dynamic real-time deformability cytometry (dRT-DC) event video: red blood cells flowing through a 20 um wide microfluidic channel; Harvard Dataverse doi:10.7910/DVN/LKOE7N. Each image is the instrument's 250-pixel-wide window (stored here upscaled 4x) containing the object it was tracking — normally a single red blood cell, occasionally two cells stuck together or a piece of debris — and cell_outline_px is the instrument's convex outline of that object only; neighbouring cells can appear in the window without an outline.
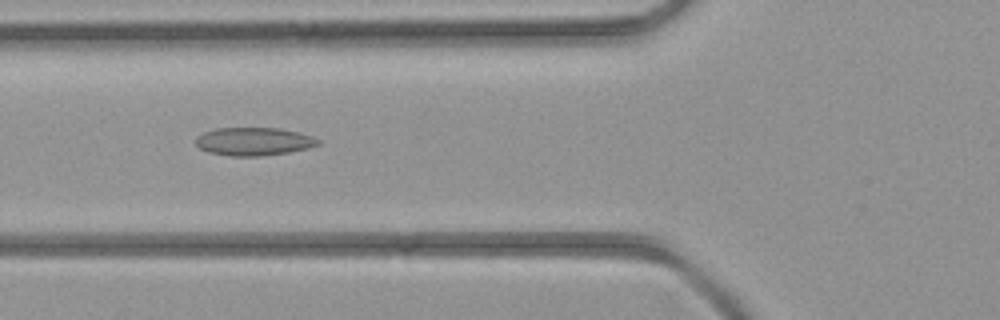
{"species": "common noctule bat (a hibernating species)", "species_latin": "Nyctalus noctula", "temperature_condition": "room temperature", "stored_images_in_passage": 45, "camera_frame_rate_fps": 3000, "um_per_image_px": 0.085, "animal": {"sex": "female", "body_mass_g": 21.9}, "frame": {"image": 1, "passage_image": 17, "time_ms": 5.333, "image_size_px": [1000, 320], "cell_outline_px": [[320, 144], [308, 148], [288, 152], [260, 156], [232, 156], [208, 152], [200, 148], [196, 144], [196, 136], [204, 132], [216, 128], [280, 128], [300, 132], [312, 136], [320, 140]], "centroid_in_image_um": [21.58, 12.02], "position_along_channel_um": 104.2, "area_um2": 20.06}}
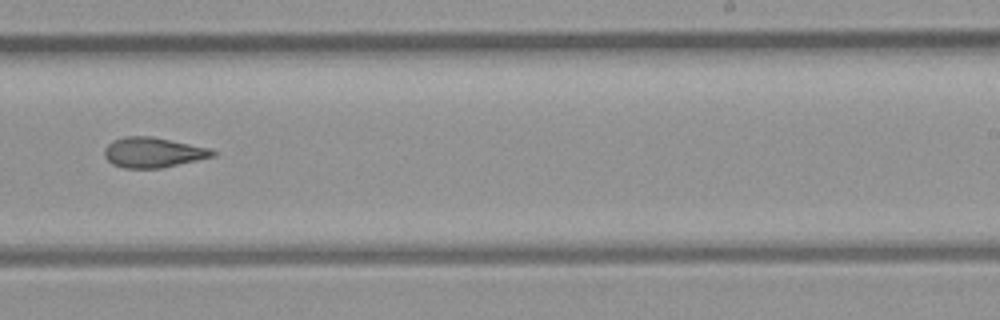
{"frame": {"image": 2, "passage_image": 28, "time_ms": 9.0, "image_size_px": [1000, 320], "cell_outline_px": [[216, 156], [160, 168], [124, 168], [112, 164], [104, 156], [104, 148], [112, 140], [124, 136], [152, 136], [212, 148], [216, 152]], "centroid_in_image_um": [13.02, 12.95], "position_along_channel_um": 276.0, "area_um2": 19.19}}
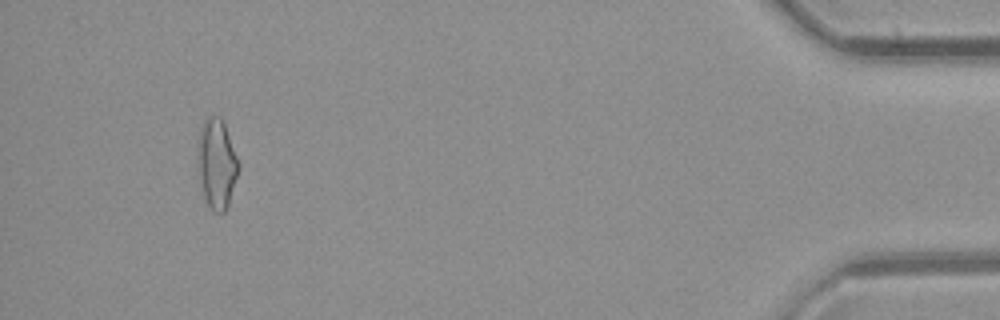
{"frame": {"image": 3, "passage_image": 42, "time_ms": 13.667, "image_size_px": [1000, 320], "cell_outline_px": [[240, 168], [228, 204], [224, 212], [212, 212], [204, 196], [196, 164], [200, 128], [204, 120], [208, 116], [220, 116], [224, 120], [240, 164]], "centroid_in_image_um": [18.42, 13.87], "position_along_channel_um": 416.8, "area_um2": 21.62}}